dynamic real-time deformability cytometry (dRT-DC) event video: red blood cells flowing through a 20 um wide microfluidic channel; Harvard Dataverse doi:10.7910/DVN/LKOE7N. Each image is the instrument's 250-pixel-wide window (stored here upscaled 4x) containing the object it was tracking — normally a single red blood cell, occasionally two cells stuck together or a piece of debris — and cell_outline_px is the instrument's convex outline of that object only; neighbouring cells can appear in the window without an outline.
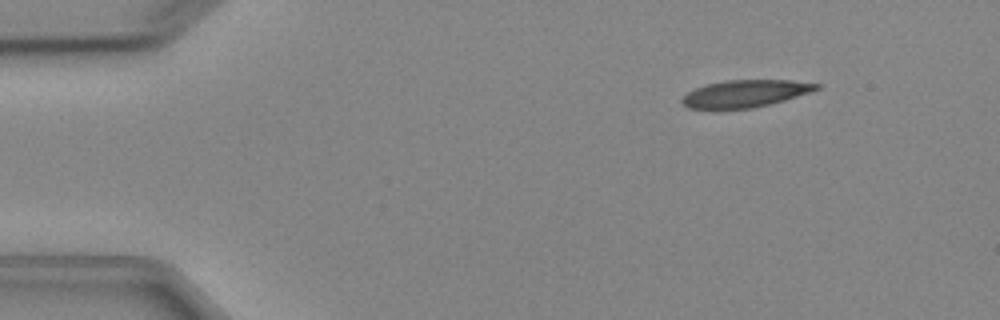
{"species": "Egyptian fruit bat (a non-hibernating species)", "species_latin": "Rousettus aegyptiacus", "temperature_condition": "cold", "stored_images_in_passage": 4, "camera_frame_rate_fps": 3000, "um_per_image_px": 0.085, "animal": {"sex": "female"}, "frame": {"image": 1, "passage_image": 2, "time_ms": 1.0, "image_size_px": [1000, 320], "cell_outline_px": [[820, 88], [784, 100], [752, 108], [688, 108], [680, 100], [688, 92], [696, 88], [708, 84], [724, 80], [788, 80], [820, 84]], "centroid_in_image_um": [63.33, 7.94], "position_along_channel_um": 21.7, "area_um2": 20.81}}